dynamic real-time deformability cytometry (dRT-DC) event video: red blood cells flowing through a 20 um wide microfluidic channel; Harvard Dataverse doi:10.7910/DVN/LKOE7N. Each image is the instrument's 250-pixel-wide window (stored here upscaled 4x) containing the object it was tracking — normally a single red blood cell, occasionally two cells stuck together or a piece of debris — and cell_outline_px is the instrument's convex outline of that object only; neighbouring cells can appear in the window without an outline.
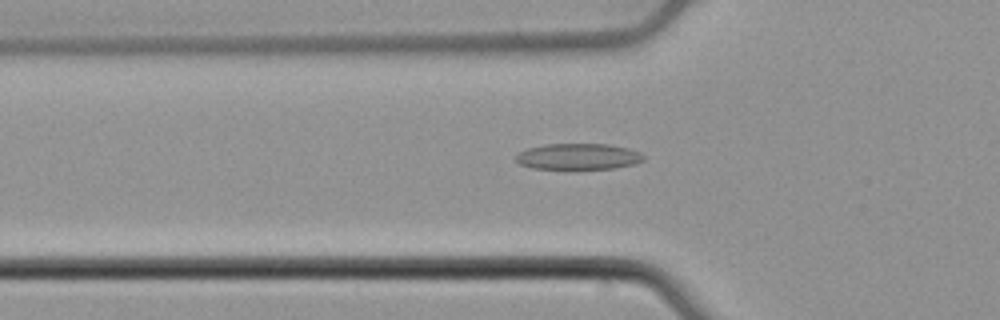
{"species": "common noctule bat (a hibernating species)", "species_latin": "Nyctalus noctula", "temperature_condition": "cold", "stored_images_in_passage": 49, "camera_frame_rate_fps": 3000, "um_per_image_px": 0.085, "animal": {"sex": "male", "body_mass_g": 21.5, "forearm_length_mm": 52.0}, "frame": {"image": 1, "passage_image": 14, "time_ms": 4.333, "image_size_px": [1000, 320], "cell_outline_px": [[644, 160], [636, 164], [616, 168], [576, 172], [564, 172], [532, 168], [520, 164], [516, 160], [516, 156], [520, 152], [528, 148], [544, 144], [608, 144], [628, 148], [640, 152], [644, 156]], "centroid_in_image_um": [49.16, 13.37], "position_along_channel_um": 76.6, "area_um2": 20.63}}
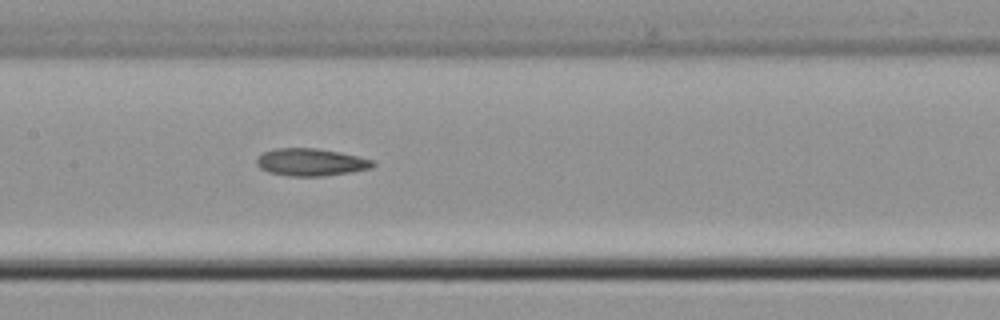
{"frame": {"image": 2, "passage_image": 22, "time_ms": 7.0, "image_size_px": [1000, 320], "cell_outline_px": [[376, 164], [372, 168], [352, 172], [324, 176], [288, 176], [268, 172], [260, 168], [256, 164], [256, 160], [264, 152], [276, 148], [316, 148], [340, 152], [372, 160]], "centroid_in_image_um": [26.43, 13.79], "position_along_channel_um": 181.0, "area_um2": 18.55}}
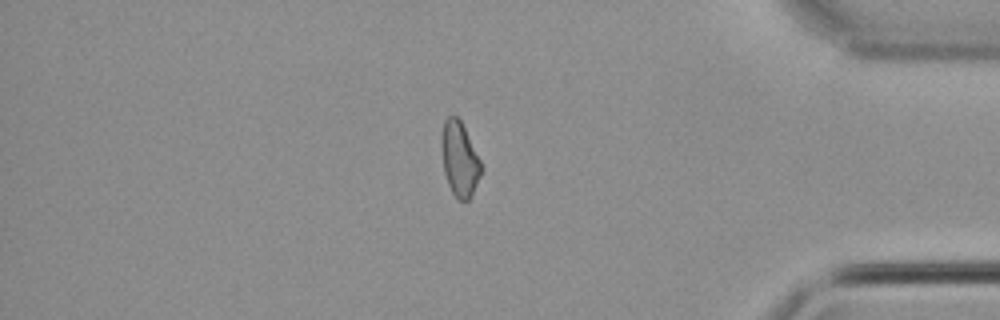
{"frame": {"image": 3, "passage_image": 41, "time_ms": 13.333, "image_size_px": [1000, 320], "cell_outline_px": [[484, 168], [468, 200], [456, 200], [448, 184], [444, 172], [440, 148], [440, 140], [444, 120], [448, 116], [456, 116], [460, 120]], "centroid_in_image_um": [39.03, 13.52], "position_along_channel_um": 396.2, "area_um2": 17.22}, "authors_computed_cell_mechanics": {"area_um2": 18.4382, "velocity_mm_per_s": 3.8924, "shape_relaxation_time_tau1_ms": null, "shape_relaxation_time_tau2_ms": 9.46, "deformation_change_tau1": null, "deformation_change_tau2": 0.206}}